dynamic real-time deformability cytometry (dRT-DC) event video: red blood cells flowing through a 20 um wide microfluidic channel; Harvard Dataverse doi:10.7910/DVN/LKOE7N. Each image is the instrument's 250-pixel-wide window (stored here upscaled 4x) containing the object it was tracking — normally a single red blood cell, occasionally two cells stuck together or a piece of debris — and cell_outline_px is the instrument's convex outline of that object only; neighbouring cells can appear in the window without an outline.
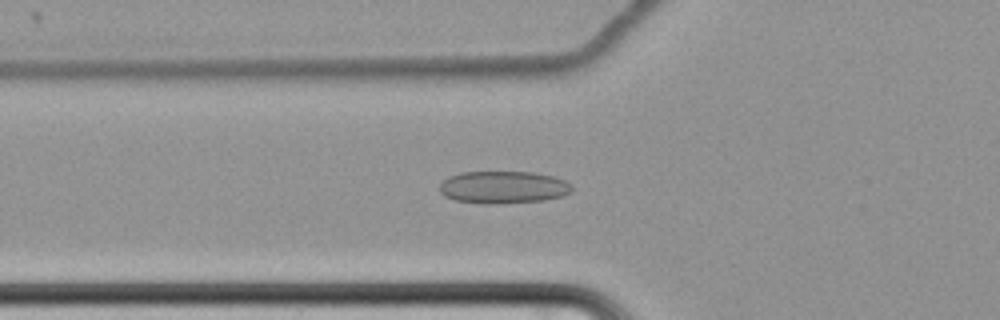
{"species": "common noctule bat (a hibernating species)", "species_latin": "Nyctalus noctula", "temperature_condition": "cold", "stored_images_in_passage": 64, "camera_frame_rate_fps": 3000, "um_per_image_px": 0.085, "animal": {"sex": "female", "body_mass_g": 22.7, "forearm_length_mm": 54.2}, "frame": {"image": 1, "passage_image": 26, "time_ms": 8.333, "image_size_px": [1000, 320], "cell_outline_px": [[572, 192], [560, 196], [544, 200], [496, 204], [484, 204], [456, 200], [444, 196], [440, 192], [440, 184], [448, 176], [460, 172], [532, 172], [552, 176], [564, 180], [572, 184]], "centroid_in_image_um": [42.77, 15.91], "position_along_channel_um": 83.0, "area_um2": 25.03}}
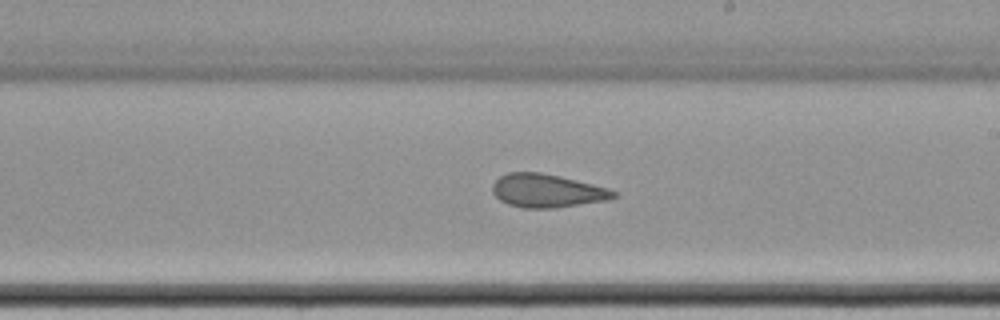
{"frame": {"image": 2, "passage_image": 40, "time_ms": 13.0, "image_size_px": [1000, 320], "cell_outline_px": [[620, 192], [616, 196], [608, 200], [556, 208], [524, 208], [508, 204], [500, 200], [492, 192], [492, 184], [500, 176], [508, 172], [540, 172], [560, 176], [608, 188]], "centroid_in_image_um": [46.51, 16.21], "position_along_channel_um": 242.5, "area_um2": 23.64}}
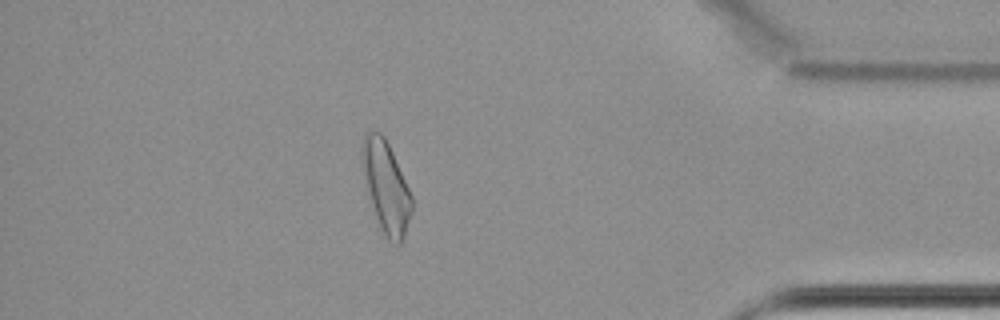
{"frame": {"image": 3, "passage_image": 57, "time_ms": 18.667, "image_size_px": [1000, 320], "cell_outline_px": [[412, 212], [404, 236], [400, 244], [396, 244], [388, 240], [380, 228], [368, 192], [360, 156], [360, 148], [364, 132], [380, 132], [384, 136], [392, 152], [412, 196]], "centroid_in_image_um": [32.8, 15.86], "position_along_channel_um": 402.4, "area_um2": 26.07}, "authors_computed_cell_mechanics": {"area_um2": 25.7499, "velocity_mm_per_s": 3.4284, "shape_relaxation_time_tau1_ms": null, "shape_relaxation_time_tau2_ms": 2.1563, "deformation_change_tau1": null, "deformation_change_tau2": 0.0946}}